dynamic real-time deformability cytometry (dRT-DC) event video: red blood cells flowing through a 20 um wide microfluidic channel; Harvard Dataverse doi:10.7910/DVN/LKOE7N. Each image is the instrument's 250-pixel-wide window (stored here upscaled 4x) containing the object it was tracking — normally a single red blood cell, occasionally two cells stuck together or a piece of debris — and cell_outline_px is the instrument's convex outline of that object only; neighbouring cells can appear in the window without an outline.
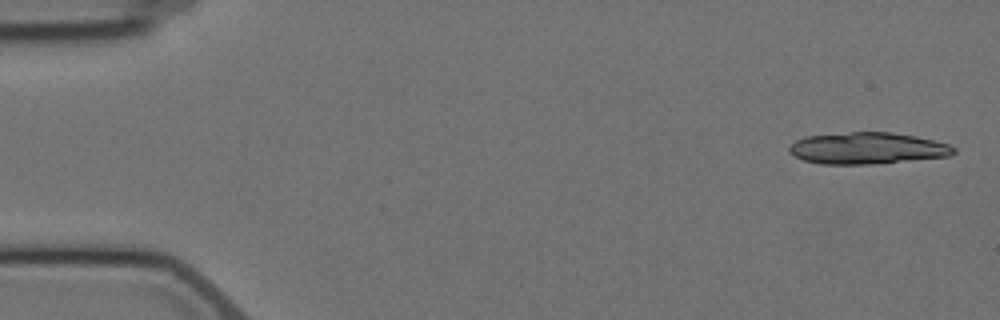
{"species": "Egyptian fruit bat (a non-hibernating species)", "species_latin": "Rousettus aegyptiacus", "temperature_condition": "cold", "stored_images_in_passage": 4, "camera_frame_rate_fps": 3000, "um_per_image_px": 0.085, "animal": {"sex": "female"}, "frame": {"image": 1, "passage_image": 1, "time_ms": 0.0, "image_size_px": [1000, 320], "cell_outline_px": [[956, 152], [952, 156], [872, 164], [820, 164], [804, 160], [796, 156], [788, 148], [796, 140], [804, 136], [852, 132], [892, 132], [916, 136], [948, 144], [956, 148]], "centroid_in_image_um": [73.76, 12.6], "position_along_channel_um": 11.2, "area_um2": 30.23}}